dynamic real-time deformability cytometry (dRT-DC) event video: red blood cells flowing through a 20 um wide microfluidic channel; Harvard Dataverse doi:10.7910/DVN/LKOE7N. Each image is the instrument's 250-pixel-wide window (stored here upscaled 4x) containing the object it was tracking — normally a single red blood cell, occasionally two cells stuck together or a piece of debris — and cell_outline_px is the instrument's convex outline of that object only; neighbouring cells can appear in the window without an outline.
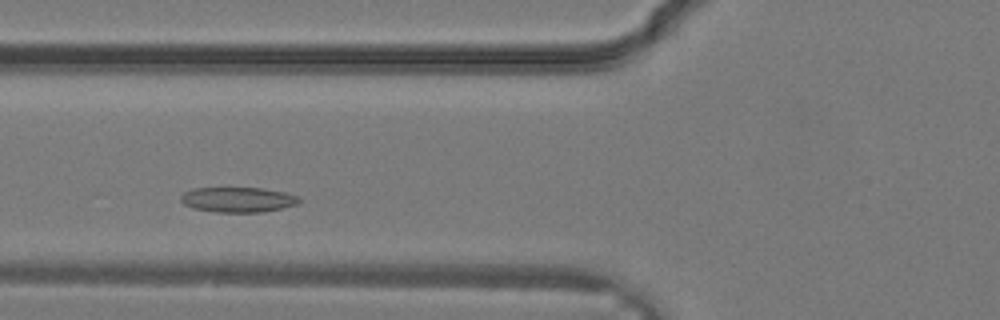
{"species": "common noctule bat (a hibernating species)", "species_latin": "Nyctalus noctula", "temperature_condition": "warm", "stored_images_in_passage": 25, "camera_frame_rate_fps": 3000, "um_per_image_px": 0.085, "animal": {"sex": "male", "body_mass_g": 19.2, "forearm_length_mm": 51.8}, "frame": {"image": 1, "passage_image": 4, "time_ms": 1.0, "image_size_px": [1000, 320], "cell_outline_px": [[304, 200], [296, 204], [280, 208], [260, 212], [216, 212], [192, 208], [184, 204], [180, 200], [180, 196], [184, 192], [192, 188], [260, 188], [284, 192], [300, 196]], "centroid_in_image_um": [20.22, 16.96], "position_along_channel_um": 105.6, "area_um2": 17.34}}
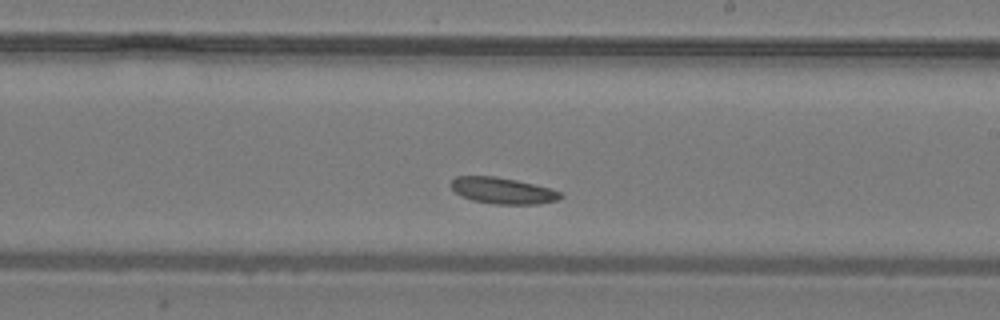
{"frame": {"image": 2, "passage_image": 11, "time_ms": 3.333, "image_size_px": [1000, 320], "cell_outline_px": [[564, 196], [556, 200], [536, 204], [492, 204], [472, 200], [460, 196], [448, 184], [456, 176], [496, 176], [516, 180], [564, 192]], "centroid_in_image_um": [42.7, 16.2], "position_along_channel_um": 246.3, "area_um2": 16.82}}
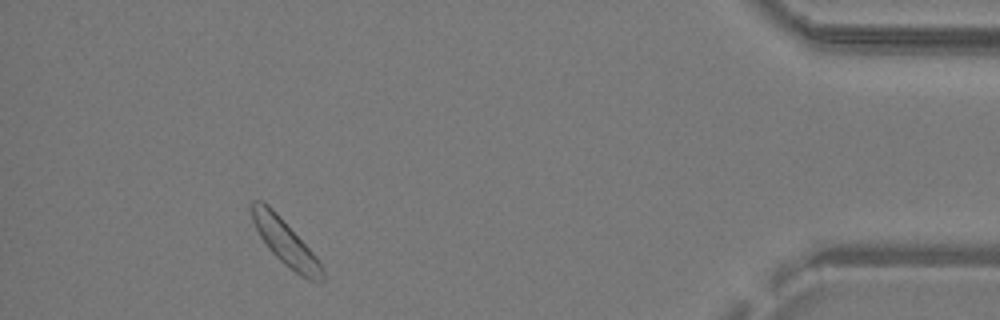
{"frame": {"image": 3, "passage_image": 22, "time_ms": 7.0, "image_size_px": [1000, 320], "cell_outline_px": [[324, 280], [308, 280], [300, 276], [284, 264], [268, 248], [260, 236], [252, 220], [248, 208], [248, 204], [252, 200], [264, 200], [280, 216], [316, 256], [324, 268]], "centroid_in_image_um": [24.21, 20.55], "position_along_channel_um": 411.0, "area_um2": 18.84}}